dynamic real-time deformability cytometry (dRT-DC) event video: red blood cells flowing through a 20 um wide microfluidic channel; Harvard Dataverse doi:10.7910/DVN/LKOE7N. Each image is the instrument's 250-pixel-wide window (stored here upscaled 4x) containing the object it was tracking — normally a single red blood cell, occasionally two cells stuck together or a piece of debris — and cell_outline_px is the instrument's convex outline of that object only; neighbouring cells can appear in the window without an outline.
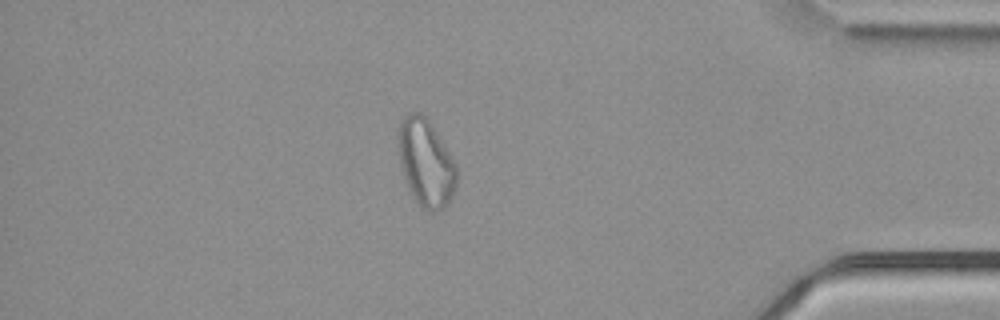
{"species": "common noctule bat (a hibernating species)", "species_latin": "Nyctalus noctula", "temperature_condition": "cold", "stored_images_in_passage": 52, "camera_frame_rate_fps": 3000, "um_per_image_px": 0.085, "animal": {"sex": "male", "body_mass_g": 21.5, "forearm_length_mm": 52.0}, "frame": {"image": 1, "passage_image": 45, "time_ms": 14.667, "image_size_px": [1000, 320], "cell_outline_px": [[456, 184], [452, 196], [448, 204], [444, 208], [432, 212], [428, 212], [416, 204], [404, 180], [396, 148], [396, 132], [400, 120], [408, 112], [420, 112], [432, 124], [456, 164]], "centroid_in_image_um": [36.14, 13.82], "position_along_channel_um": 399.1, "area_um2": 30.46}, "authors_computed_cell_mechanics": {"area_um2": 29.3624, "velocity_mm_per_s": 3.7293, "shape_relaxation_time_tau1_ms": null, "shape_relaxation_time_tau2_ms": 2.2587, "deformation_change_tau1": null, "deformation_change_tau2": 0.1041}}